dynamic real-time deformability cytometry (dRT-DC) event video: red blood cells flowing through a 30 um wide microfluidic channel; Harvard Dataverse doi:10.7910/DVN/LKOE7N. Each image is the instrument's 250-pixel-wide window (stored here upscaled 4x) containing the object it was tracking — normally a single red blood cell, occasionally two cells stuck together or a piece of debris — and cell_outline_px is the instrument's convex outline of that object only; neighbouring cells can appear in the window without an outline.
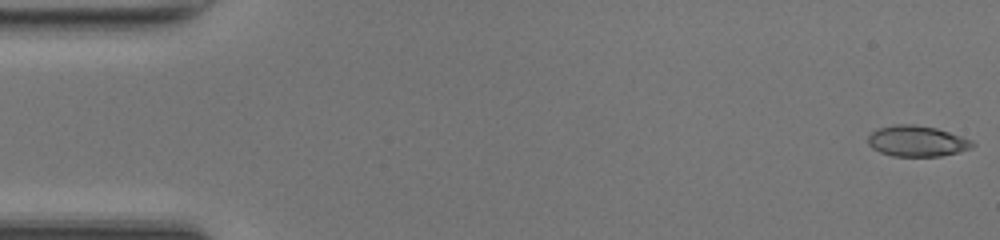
{"species": "common noctule bat (a hibernating species)", "species_latin": "Nyctalus noctula", "temperature_condition": "room temperature", "stored_images_in_passage": 45, "camera_frame_rate_fps": 3000, "um_per_image_px": 0.085, "animal": {"sex": "female", "body_mass_g": 17.0, "forearm_length_mm": 48.0}, "frame": {"image": 1, "passage_image": 1, "time_ms": 0.0, "image_size_px": [1000, 240], "cell_outline_px": [[976, 144], [972, 148], [960, 152], [940, 156], [892, 156], [880, 152], [872, 148], [868, 144], [868, 136], [876, 128], [896, 124], [912, 124], [936, 128], [972, 140]], "centroid_in_image_um": [77.93, 12.0], "position_along_channel_um": 7.1, "area_um2": 18.84}}
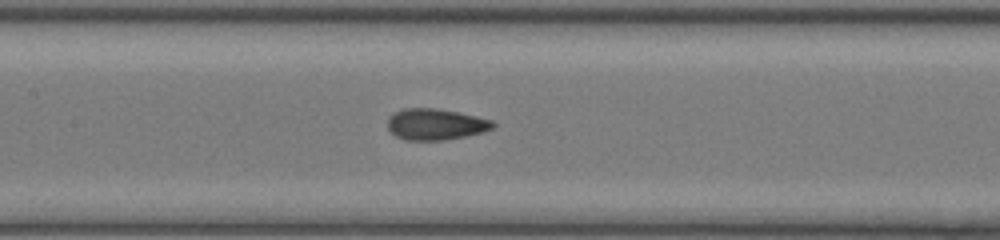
{"frame": {"image": 2, "passage_image": 23, "time_ms": 7.333, "image_size_px": [1000, 240], "cell_outline_px": [[496, 124], [492, 128], [484, 132], [444, 140], [404, 140], [396, 136], [388, 128], [388, 116], [404, 108], [436, 108], [476, 116], [492, 120]], "centroid_in_image_um": [37.02, 10.56], "position_along_channel_um": 170.4, "area_um2": 19.07}}
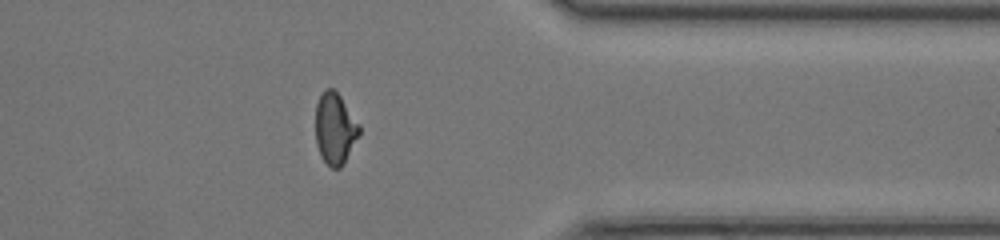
{"frame": {"image": 3, "passage_image": 39, "time_ms": 12.667, "image_size_px": [1000, 240], "cell_outline_px": [[360, 132], [344, 164], [340, 168], [332, 168], [320, 156], [316, 144], [316, 104], [324, 88], [332, 88], [340, 96], [360, 124]], "centroid_in_image_um": [28.47, 10.93], "position_along_channel_um": 382.9, "area_um2": 18.15}}